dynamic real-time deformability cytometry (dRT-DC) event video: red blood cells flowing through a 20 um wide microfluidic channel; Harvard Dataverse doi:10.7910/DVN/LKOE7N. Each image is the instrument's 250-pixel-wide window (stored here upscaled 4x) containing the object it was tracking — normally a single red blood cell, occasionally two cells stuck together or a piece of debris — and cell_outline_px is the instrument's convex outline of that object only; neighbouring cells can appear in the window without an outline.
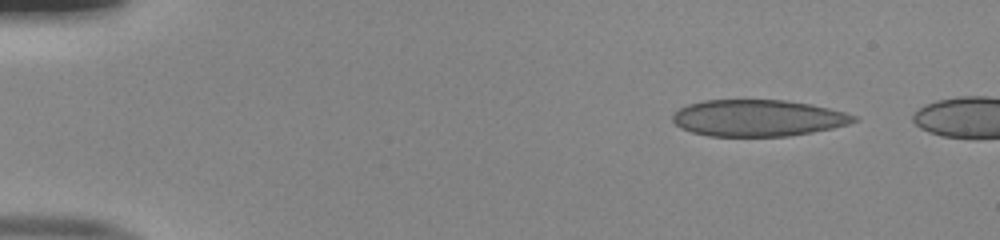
{"species": "human", "species_latin": "Homo sapiens", "temperature_condition": "room temperature", "stored_images_in_passage": 8, "camera_frame_rate_fps": 3000, "um_per_image_px": 0.085, "donor": {"sex": "male"}, "frame": {"image": 1, "passage_image": 1, "time_ms": 0.0, "image_size_px": [1000, 240], "cell_outline_px": [[860, 120], [848, 124], [832, 128], [812, 132], [788, 136], [708, 136], [692, 132], [680, 128], [672, 120], [672, 112], [688, 104], [704, 100], [784, 100], [812, 104], [844, 112], [856, 116]], "centroid_in_image_um": [64.4, 10.03], "position_along_channel_um": 20.6, "area_um2": 38.73}}